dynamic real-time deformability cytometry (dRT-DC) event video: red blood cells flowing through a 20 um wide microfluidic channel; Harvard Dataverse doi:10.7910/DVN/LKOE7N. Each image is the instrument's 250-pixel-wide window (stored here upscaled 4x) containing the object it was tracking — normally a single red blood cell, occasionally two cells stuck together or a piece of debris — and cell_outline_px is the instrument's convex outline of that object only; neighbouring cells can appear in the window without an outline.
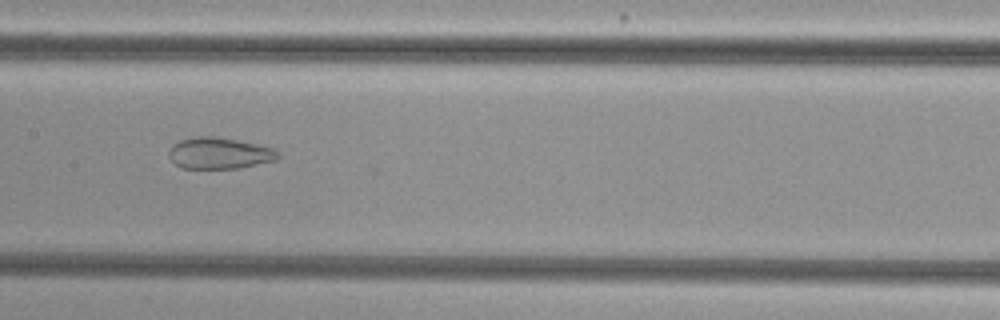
{"species": "common noctule bat (a hibernating species)", "species_latin": "Nyctalus noctula", "temperature_condition": "cold", "stored_images_in_passage": 54, "camera_frame_rate_fps": 3000, "um_per_image_px": 0.085, "animal": {"sex": "female", "body_mass_g": 29.2, "forearm_length_mm": 56.3}, "frame": {"image": 1, "passage_image": 28, "time_ms": 9.0, "image_size_px": [1000, 320], "cell_outline_px": [[280, 156], [276, 160], [240, 168], [180, 168], [168, 156], [168, 152], [172, 144], [180, 140], [196, 136], [212, 136], [236, 140], [256, 144], [272, 148], [280, 152]], "centroid_in_image_um": [18.63, 13.02], "position_along_channel_um": 188.8, "area_um2": 19.94}}
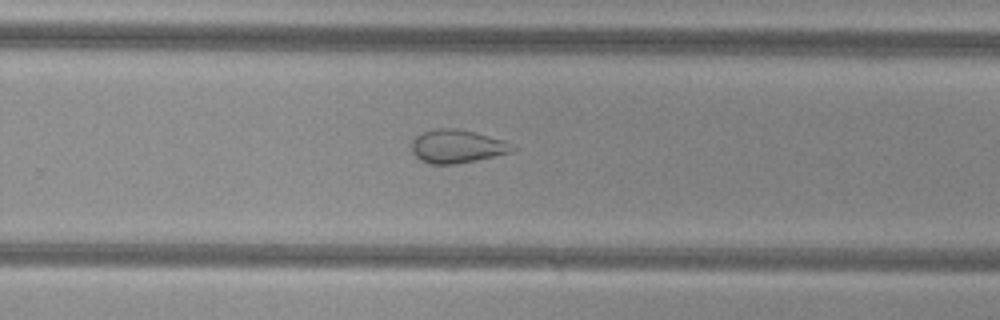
{"frame": {"image": 2, "passage_image": 36, "time_ms": 11.667, "image_size_px": [1000, 320], "cell_outline_px": [[516, 148], [512, 152], [476, 160], [456, 164], [432, 164], [420, 160], [412, 152], [412, 140], [420, 132], [432, 128], [456, 128], [504, 140]], "centroid_in_image_um": [38.8, 12.43], "position_along_channel_um": 291.0, "area_um2": 19.54}}
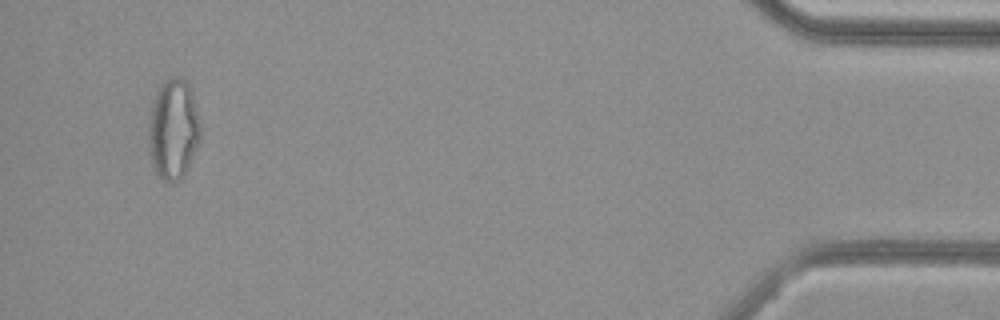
{"frame": {"image": 3, "passage_image": 52, "time_ms": 17.0, "image_size_px": [1000, 320], "cell_outline_px": [[200, 140], [192, 160], [184, 176], [168, 184], [156, 172], [152, 164], [148, 144], [148, 124], [152, 104], [160, 88], [172, 76], [176, 76], [184, 80], [188, 84], [192, 92], [200, 120]], "centroid_in_image_um": [14.74, 11.03], "position_along_channel_um": 420.5, "area_um2": 30.23}}